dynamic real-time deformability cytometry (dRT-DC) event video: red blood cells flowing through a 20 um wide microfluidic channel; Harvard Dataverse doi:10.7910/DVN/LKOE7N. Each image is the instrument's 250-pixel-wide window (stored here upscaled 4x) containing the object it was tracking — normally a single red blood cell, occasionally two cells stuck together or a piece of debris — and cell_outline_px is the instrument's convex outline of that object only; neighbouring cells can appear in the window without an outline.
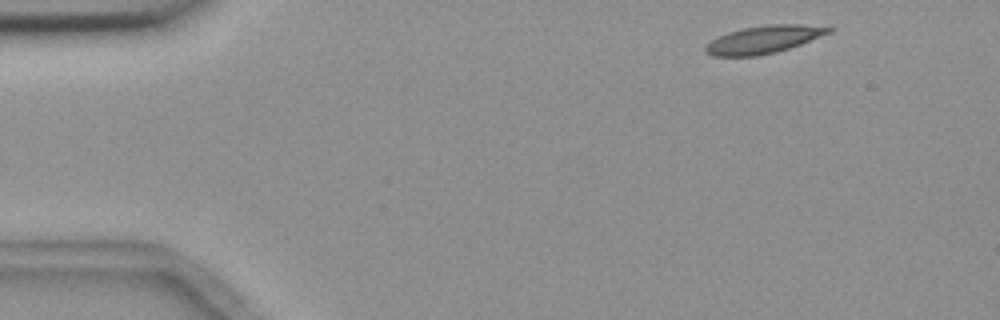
{"species": "common noctule bat (a hibernating species)", "species_latin": "Nyctalus noctula", "temperature_condition": "room temperature", "stored_images_in_passage": 5, "segment_of_instrument_passage": [1, 2], "camera_frame_rate_fps": 3000, "um_per_image_px": 0.085, "animal": {"sex": "female", "body_mass_g": 18.4}, "frame": {"image": 1, "passage_image": 1, "time_ms": 0.0, "image_size_px": [1000, 320], "cell_outline_px": [[832, 32], [800, 44], [776, 52], [756, 56], [712, 56], [704, 52], [704, 48], [712, 40], [728, 32], [744, 28], [768, 24], [800, 24], [832, 28]], "centroid_in_image_um": [64.89, 3.36], "position_along_channel_um": 20.1, "area_um2": 19.59}}
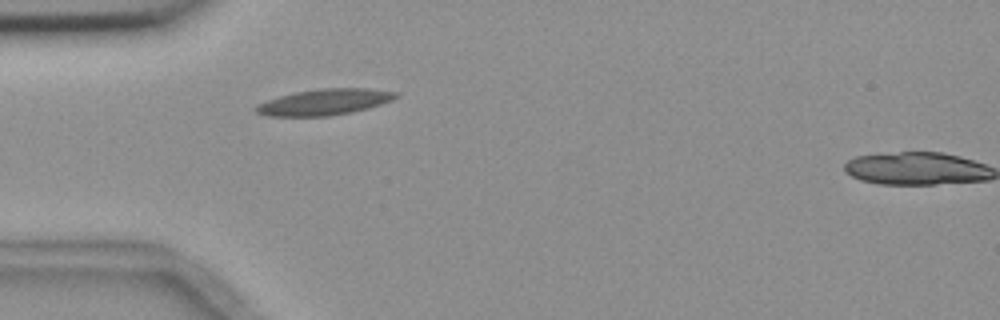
{"frame": {"image": 2, "passage_image": 4, "time_ms": 3.333, "image_size_px": [1000, 320], "cell_outline_px": [[400, 96], [392, 100], [368, 108], [352, 112], [328, 116], [268, 116], [256, 112], [252, 108], [268, 100], [292, 92], [320, 88], [368, 88], [396, 92]], "centroid_in_image_um": [27.58, 8.67], "position_along_channel_um": 57.4, "area_um2": 21.21}}